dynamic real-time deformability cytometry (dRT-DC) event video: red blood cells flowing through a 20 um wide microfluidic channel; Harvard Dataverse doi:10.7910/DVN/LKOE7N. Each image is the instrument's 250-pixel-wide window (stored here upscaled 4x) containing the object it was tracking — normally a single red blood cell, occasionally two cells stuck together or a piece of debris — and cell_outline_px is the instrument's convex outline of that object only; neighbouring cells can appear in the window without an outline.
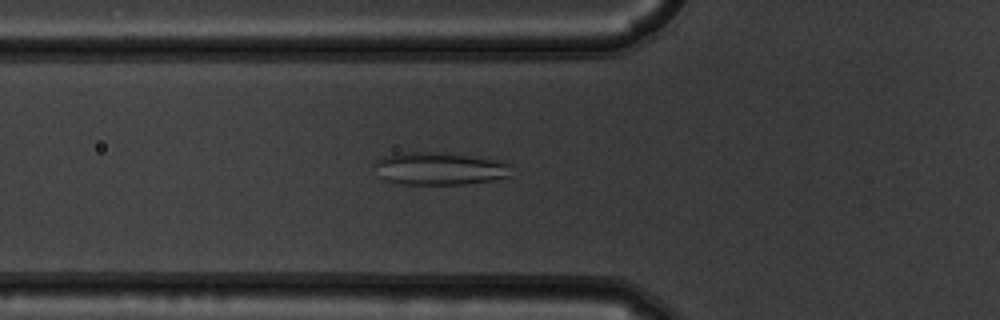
{"species": "common noctule bat (a hibernating species)", "species_latin": "Nyctalus noctula", "temperature_condition": "warm", "stored_images_in_passage": 54, "camera_frame_rate_fps": 3000, "um_per_image_px": 0.085, "animal": {"sex": "male", "body_mass_g": 19.5, "forearm_length_mm": 54.6}, "frame": {"image": 1, "passage_image": 20, "time_ms": 6.333, "image_size_px": [1000, 320], "cell_outline_px": [[512, 176], [492, 180], [464, 184], [400, 184], [384, 180], [372, 164], [376, 160], [384, 156], [404, 152], [452, 152], [492, 156], [504, 160], [512, 164]], "centroid_in_image_um": [37.5, 14.29], "position_along_channel_um": 88.3, "area_um2": 27.22}}
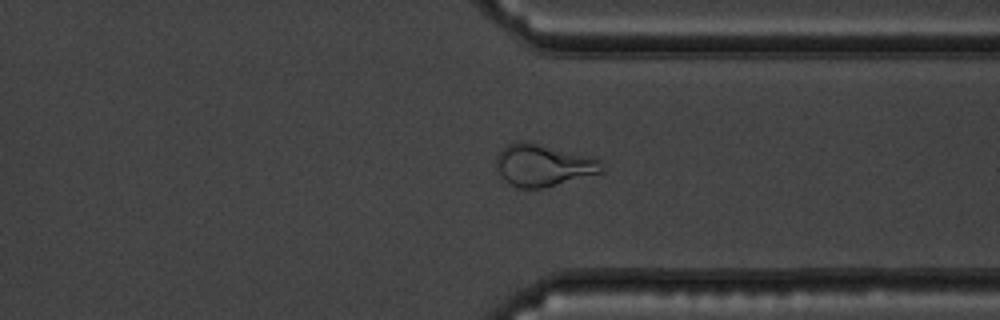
{"frame": {"image": 2, "passage_image": 42, "time_ms": 13.667, "image_size_px": [1000, 320], "cell_outline_px": [[604, 172], [544, 188], [516, 188], [504, 180], [496, 168], [496, 156], [508, 144], [516, 140], [528, 140], [600, 160], [604, 168]], "centroid_in_image_um": [46.14, 14.04], "position_along_channel_um": 365.3, "area_um2": 25.95}}
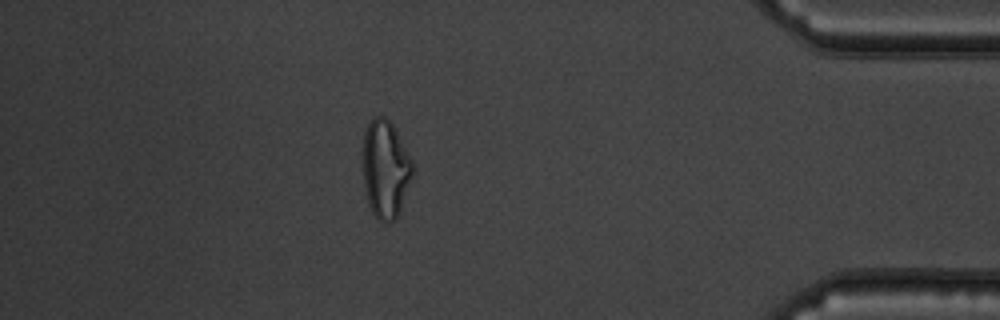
{"frame": {"image": 3, "passage_image": 48, "time_ms": 15.667, "image_size_px": [1000, 320], "cell_outline_px": [[416, 168], [400, 212], [396, 220], [388, 224], [384, 224], [372, 212], [368, 204], [364, 184], [364, 128], [372, 116], [384, 116], [396, 128]], "centroid_in_image_um": [32.8, 14.38], "position_along_channel_um": 402.4, "area_um2": 28.96}, "authors_computed_cell_mechanics": {"area_um2": 28.4087, "velocity_mm_per_s": 3.7637, "shape_relaxation_time_tau1_ms": null, "shape_relaxation_time_tau2_ms": 1.5185, "deformation_change_tau1": null, "deformation_change_tau2": 0.083}}